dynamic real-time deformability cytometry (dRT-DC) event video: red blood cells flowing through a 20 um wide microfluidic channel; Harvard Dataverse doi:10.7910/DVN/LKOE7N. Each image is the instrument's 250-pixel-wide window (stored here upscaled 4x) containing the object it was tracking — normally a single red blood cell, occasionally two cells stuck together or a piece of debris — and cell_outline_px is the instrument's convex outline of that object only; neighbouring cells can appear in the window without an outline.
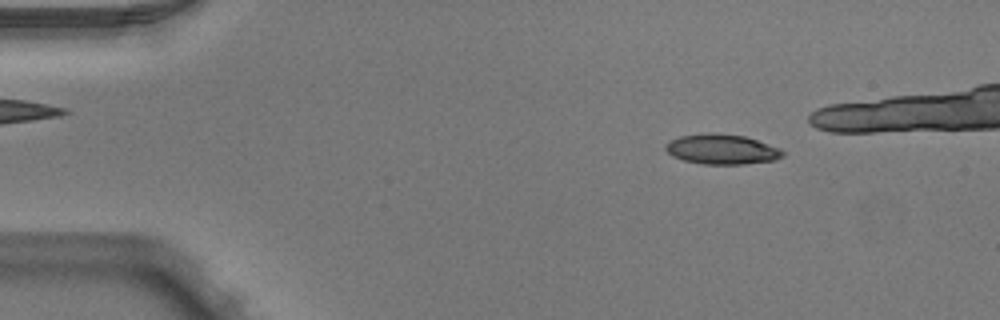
{"species": "Egyptian fruit bat (a non-hibernating species)", "species_latin": "Rousettus aegyptiacus", "temperature_condition": "warm", "stored_images_in_passage": 38, "camera_frame_rate_fps": 3000, "um_per_image_px": 0.085, "animal": {"sex": "male"}, "frame": {"image": 1, "passage_image": 4, "time_ms": 1.0, "image_size_px": [1000, 320], "cell_outline_px": [[784, 156], [772, 160], [744, 164], [704, 164], [684, 160], [672, 156], [664, 148], [664, 144], [680, 136], [704, 132], [712, 132], [744, 136], [780, 148], [784, 152]], "centroid_in_image_um": [61.32, 12.68], "position_along_channel_um": 23.7, "area_um2": 20.46}}
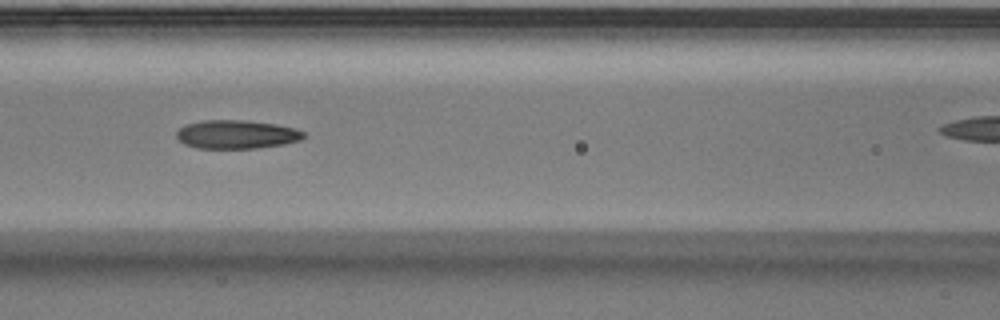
{"frame": {"image": 2, "passage_image": 19, "time_ms": 6.0, "image_size_px": [1000, 320], "cell_outline_px": [[304, 136], [300, 140], [284, 144], [256, 148], [196, 148], [184, 144], [176, 136], [176, 132], [184, 124], [204, 120], [244, 120], [276, 124], [292, 128], [304, 132]], "centroid_in_image_um": [20.07, 11.42], "position_along_channel_um": 146.5, "area_um2": 21.1}}
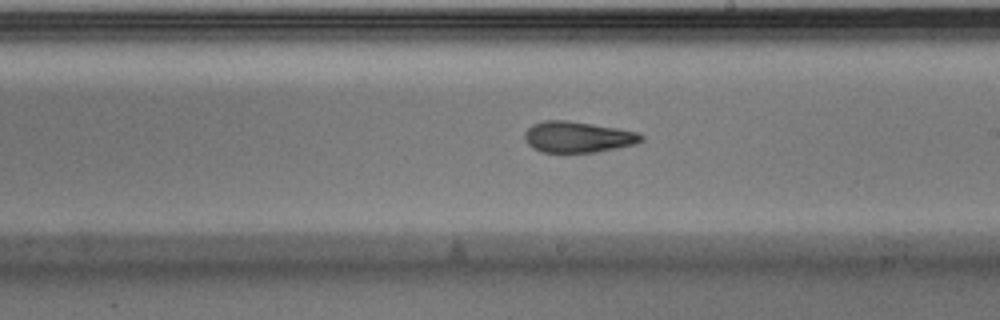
{"frame": {"image": 3, "passage_image": 26, "time_ms": 8.333, "image_size_px": [1000, 320], "cell_outline_px": [[644, 140], [636, 144], [596, 152], [540, 152], [532, 148], [528, 144], [524, 136], [524, 132], [532, 124], [544, 120], [568, 120], [616, 128], [636, 132], [644, 136]], "centroid_in_image_um": [49.09, 11.64], "position_along_channel_um": 239.9, "area_um2": 21.1}}